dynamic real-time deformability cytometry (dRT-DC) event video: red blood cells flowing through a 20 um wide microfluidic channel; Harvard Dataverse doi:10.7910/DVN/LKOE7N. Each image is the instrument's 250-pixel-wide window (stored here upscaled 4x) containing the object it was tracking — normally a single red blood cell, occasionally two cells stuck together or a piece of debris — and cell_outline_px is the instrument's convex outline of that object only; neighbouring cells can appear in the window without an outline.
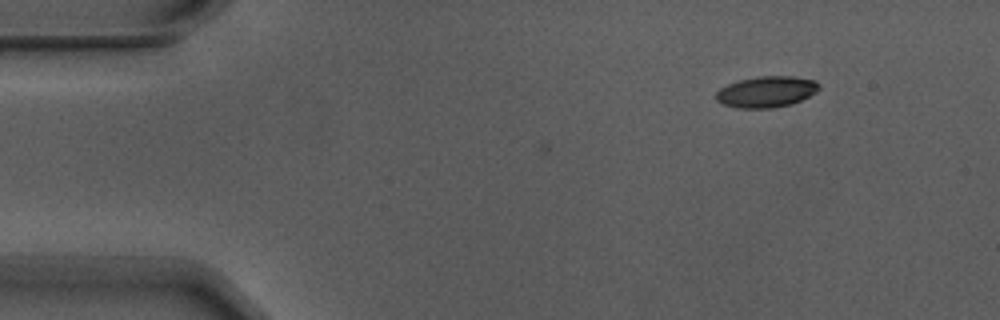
{"species": "Egyptian fruit bat (a non-hibernating species)", "species_latin": "Rousettus aegyptiacus", "temperature_condition": "warm", "stored_images_in_passage": 3, "camera_frame_rate_fps": 3000, "um_per_image_px": 0.085, "animal": {"sex": "male"}, "frame": {"image": 1, "passage_image": 3, "time_ms": 0.667, "image_size_px": [1000, 320], "cell_outline_px": [[820, 88], [816, 92], [800, 100], [788, 104], [772, 108], [740, 108], [724, 104], [716, 100], [716, 92], [720, 88], [736, 80], [756, 76], [792, 76], [816, 80], [820, 84]], "centroid_in_image_um": [65.14, 7.78], "position_along_channel_um": 19.9, "area_um2": 18.67}}